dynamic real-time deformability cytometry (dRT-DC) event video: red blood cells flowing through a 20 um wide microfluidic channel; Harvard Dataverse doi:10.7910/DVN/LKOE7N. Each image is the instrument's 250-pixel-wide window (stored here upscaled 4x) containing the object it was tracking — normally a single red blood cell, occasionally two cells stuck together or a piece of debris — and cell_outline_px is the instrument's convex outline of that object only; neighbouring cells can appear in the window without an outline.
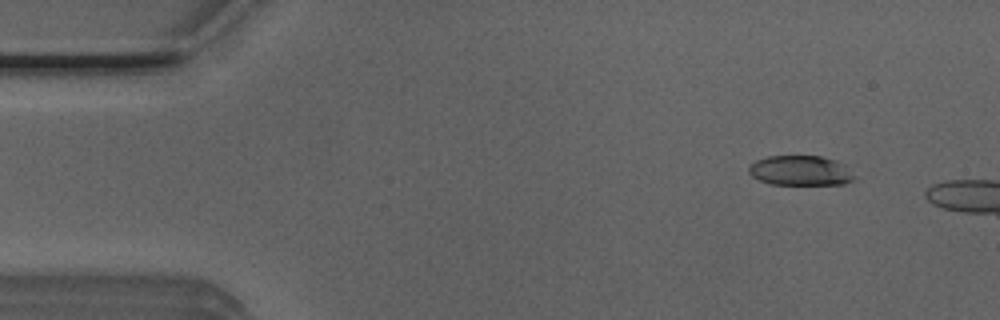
{"species": "Egyptian fruit bat (a non-hibernating species)", "species_latin": "Rousettus aegyptiacus", "temperature_condition": "room temperature", "stored_images_in_passage": 46, "camera_frame_rate_fps": 3000, "um_per_image_px": 0.085, "animal": {"sex": "male"}, "frame": {"image": 1, "passage_image": 5, "time_ms": 1.333, "image_size_px": [1000, 320], "cell_outline_px": [[856, 176], [852, 180], [844, 184], [772, 184], [760, 180], [752, 176], [748, 172], [748, 168], [756, 160], [768, 156], [820, 156], [836, 160], [844, 164]], "centroid_in_image_um": [68.05, 14.49], "position_along_channel_um": 16.9, "area_um2": 18.32}}
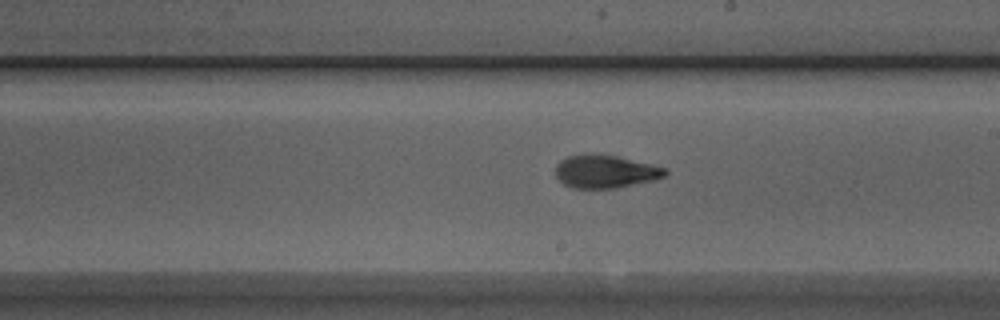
{"frame": {"image": 2, "passage_image": 29, "time_ms": 9.333, "image_size_px": [1000, 320], "cell_outline_px": [[668, 172], [664, 176], [652, 180], [616, 188], [572, 188], [564, 184], [556, 176], [556, 164], [560, 160], [568, 156], [616, 156], [652, 164], [664, 168]], "centroid_in_image_um": [51.45, 14.61], "position_along_channel_um": 237.6, "area_um2": 20.4}}
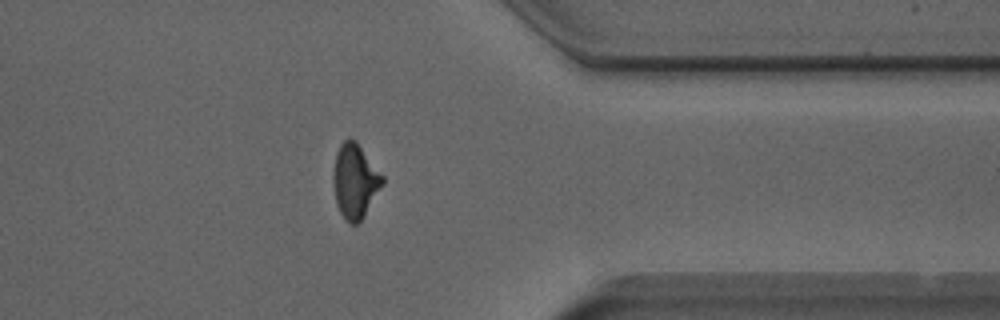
{"frame": {"image": 3, "passage_image": 41, "time_ms": 13.333, "image_size_px": [1000, 320], "cell_outline_px": [[384, 184], [360, 220], [356, 224], [352, 224], [340, 212], [336, 204], [332, 176], [336, 152], [340, 144], [348, 136], [356, 140], [384, 176]], "centroid_in_image_um": [30.17, 15.32], "position_along_channel_um": 381.2, "area_um2": 21.27}, "authors_computed_cell_mechanics": {"area_um2": 20.7502, "velocity_mm_per_s": 3.9056, "shape_relaxation_time_tau1_ms": 4.8562, "shape_relaxation_time_tau2_ms": 1.6012, "deformation_change_tau1": 0.1789, "deformation_change_tau2": 0.0933}}